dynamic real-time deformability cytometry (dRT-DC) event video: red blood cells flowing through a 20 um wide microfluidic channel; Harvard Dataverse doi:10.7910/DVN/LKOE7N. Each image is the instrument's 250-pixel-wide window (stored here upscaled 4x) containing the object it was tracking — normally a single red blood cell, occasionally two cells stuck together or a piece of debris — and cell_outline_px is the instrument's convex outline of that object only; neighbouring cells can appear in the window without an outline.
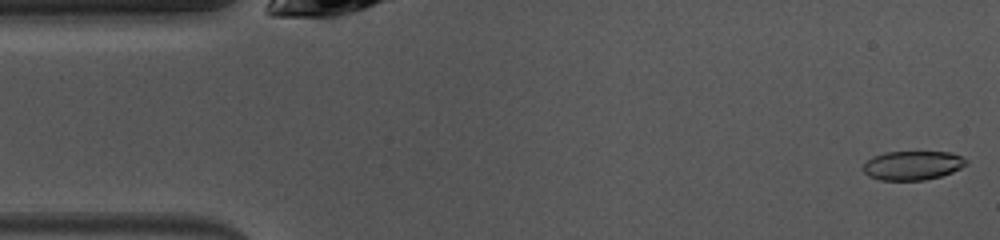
{"species": "common noctule bat (a hibernating species)", "species_latin": "Nyctalus noctula", "temperature_condition": "warm", "stored_images_in_passage": 13, "camera_frame_rate_fps": 3000, "um_per_image_px": 0.085, "animal": {"sex": "female", "body_mass_g": 10.0, "forearm_length_mm": 53.1}, "frame": {"image": 1, "passage_image": 1, "time_ms": 0.0, "image_size_px": [1000, 240], "cell_outline_px": [[968, 164], [952, 172], [940, 176], [924, 180], [880, 180], [868, 176], [864, 172], [864, 164], [872, 156], [884, 152], [952, 152], [968, 160]], "centroid_in_image_um": [77.58, 14.05], "position_along_channel_um": 7.4, "area_um2": 17.46}}
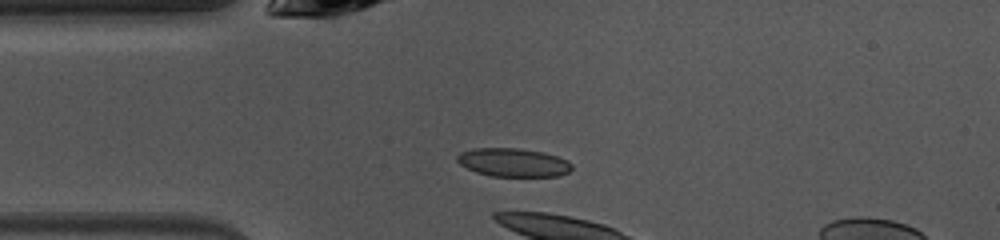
{"frame": {"image": 2, "passage_image": 10, "time_ms": 3.0, "image_size_px": [1000, 240], "cell_outline_px": [[572, 168], [568, 172], [560, 176], [492, 176], [476, 172], [460, 164], [456, 160], [456, 156], [460, 152], [472, 148], [520, 148], [544, 152], [568, 160], [572, 164]], "centroid_in_image_um": [43.63, 13.8], "position_along_channel_um": 41.4, "area_um2": 19.13}}